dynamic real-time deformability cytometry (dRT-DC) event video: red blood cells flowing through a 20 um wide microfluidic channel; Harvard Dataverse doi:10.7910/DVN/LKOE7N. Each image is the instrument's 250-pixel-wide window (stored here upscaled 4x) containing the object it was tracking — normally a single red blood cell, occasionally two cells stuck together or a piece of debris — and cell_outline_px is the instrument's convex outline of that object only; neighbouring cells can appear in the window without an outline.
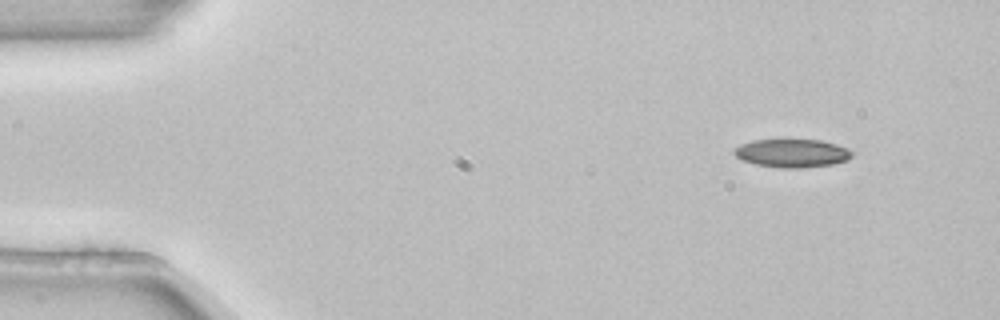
{"species": "common noctule bat (a hibernating species)", "species_latin": "Nyctalus noctula", "temperature_condition": "room temperature", "stored_images_in_passage": 3, "camera_frame_rate_fps": 3000, "um_per_image_px": 0.085, "animal": {"sex": "female", "body_mass_g": 22.7, "forearm_length_mm": 54.2}, "frame": {"image": 1, "passage_image": 1, "time_ms": 0.0, "image_size_px": [1000, 320], "cell_outline_px": [[852, 156], [848, 160], [832, 164], [804, 168], [780, 168], [756, 164], [740, 160], [732, 152], [740, 144], [752, 140], [820, 140], [836, 144], [848, 148], [852, 152]], "centroid_in_image_um": [67.32, 13.03], "position_along_channel_um": 17.7, "area_um2": 19.48}}